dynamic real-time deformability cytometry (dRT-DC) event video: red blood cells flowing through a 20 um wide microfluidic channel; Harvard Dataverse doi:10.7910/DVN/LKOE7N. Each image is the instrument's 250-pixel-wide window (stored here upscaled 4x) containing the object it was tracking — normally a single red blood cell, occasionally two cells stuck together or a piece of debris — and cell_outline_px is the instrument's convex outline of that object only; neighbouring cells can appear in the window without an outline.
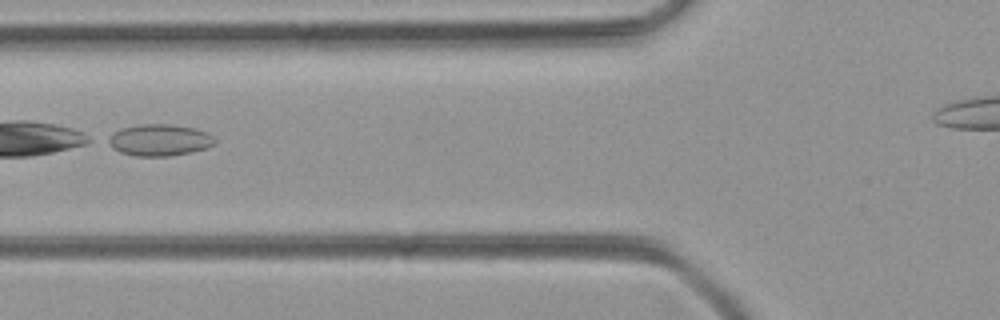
{"species": "common noctule bat (a hibernating species)", "species_latin": "Nyctalus noctula", "temperature_condition": "room temperature", "stored_images_in_passage": 30, "camera_frame_rate_fps": 3000, "um_per_image_px": 0.085, "animal": {"sex": "female", "body_mass_g": 21.9}, "frame": {"image": 1, "passage_image": 5, "time_ms": 1.333, "image_size_px": [1000, 320], "cell_outline_px": [[216, 144], [192, 152], [172, 156], [132, 156], [120, 152], [112, 148], [104, 140], [120, 128], [140, 124], [172, 124], [192, 128], [208, 132], [216, 140]], "centroid_in_image_um": [13.52, 11.91], "position_along_channel_um": 112.3, "area_um2": 19.88}}